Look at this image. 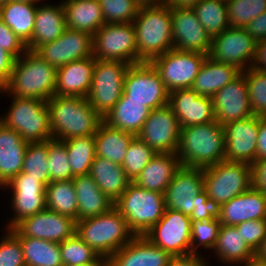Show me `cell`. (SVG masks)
Instances as JSON below:
<instances>
[{
	"instance_id": "94428289",
	"label": "cell",
	"mask_w": 266,
	"mask_h": 266,
	"mask_svg": "<svg viewBox=\"0 0 266 266\" xmlns=\"http://www.w3.org/2000/svg\"><path fill=\"white\" fill-rule=\"evenodd\" d=\"M266 158V116H260L257 138V160Z\"/></svg>"
},
{
	"instance_id": "603a6c76",
	"label": "cell",
	"mask_w": 266,
	"mask_h": 266,
	"mask_svg": "<svg viewBox=\"0 0 266 266\" xmlns=\"http://www.w3.org/2000/svg\"><path fill=\"white\" fill-rule=\"evenodd\" d=\"M168 105L177 116L181 128L216 121L212 98L198 95L191 88L170 92Z\"/></svg>"
},
{
	"instance_id": "003e7915",
	"label": "cell",
	"mask_w": 266,
	"mask_h": 266,
	"mask_svg": "<svg viewBox=\"0 0 266 266\" xmlns=\"http://www.w3.org/2000/svg\"><path fill=\"white\" fill-rule=\"evenodd\" d=\"M86 266H107V260L101 257L96 263Z\"/></svg>"
},
{
	"instance_id": "9f6ffc18",
	"label": "cell",
	"mask_w": 266,
	"mask_h": 266,
	"mask_svg": "<svg viewBox=\"0 0 266 266\" xmlns=\"http://www.w3.org/2000/svg\"><path fill=\"white\" fill-rule=\"evenodd\" d=\"M206 255L188 254L183 256H172L168 266H212L207 261ZM206 258V259H205Z\"/></svg>"
},
{
	"instance_id": "b9f144b4",
	"label": "cell",
	"mask_w": 266,
	"mask_h": 266,
	"mask_svg": "<svg viewBox=\"0 0 266 266\" xmlns=\"http://www.w3.org/2000/svg\"><path fill=\"white\" fill-rule=\"evenodd\" d=\"M63 266H86L96 263L101 257L75 233L60 243Z\"/></svg>"
},
{
	"instance_id": "ab89813d",
	"label": "cell",
	"mask_w": 266,
	"mask_h": 266,
	"mask_svg": "<svg viewBox=\"0 0 266 266\" xmlns=\"http://www.w3.org/2000/svg\"><path fill=\"white\" fill-rule=\"evenodd\" d=\"M192 9L211 38L230 27L226 0H201Z\"/></svg>"
},
{
	"instance_id": "8fae6325",
	"label": "cell",
	"mask_w": 266,
	"mask_h": 266,
	"mask_svg": "<svg viewBox=\"0 0 266 266\" xmlns=\"http://www.w3.org/2000/svg\"><path fill=\"white\" fill-rule=\"evenodd\" d=\"M126 101H137L151 110L168 104L169 92L150 62L130 65L124 78Z\"/></svg>"
},
{
	"instance_id": "ac0fdd59",
	"label": "cell",
	"mask_w": 266,
	"mask_h": 266,
	"mask_svg": "<svg viewBox=\"0 0 266 266\" xmlns=\"http://www.w3.org/2000/svg\"><path fill=\"white\" fill-rule=\"evenodd\" d=\"M260 116L225 124V160L252 165L257 160V138Z\"/></svg>"
},
{
	"instance_id": "11a10c76",
	"label": "cell",
	"mask_w": 266,
	"mask_h": 266,
	"mask_svg": "<svg viewBox=\"0 0 266 266\" xmlns=\"http://www.w3.org/2000/svg\"><path fill=\"white\" fill-rule=\"evenodd\" d=\"M15 60L16 58L11 53L0 48V90H2L9 81Z\"/></svg>"
},
{
	"instance_id": "8d00e7d4",
	"label": "cell",
	"mask_w": 266,
	"mask_h": 266,
	"mask_svg": "<svg viewBox=\"0 0 266 266\" xmlns=\"http://www.w3.org/2000/svg\"><path fill=\"white\" fill-rule=\"evenodd\" d=\"M38 4L10 1L0 5V19L26 45L32 37Z\"/></svg>"
},
{
	"instance_id": "d6986e66",
	"label": "cell",
	"mask_w": 266,
	"mask_h": 266,
	"mask_svg": "<svg viewBox=\"0 0 266 266\" xmlns=\"http://www.w3.org/2000/svg\"><path fill=\"white\" fill-rule=\"evenodd\" d=\"M173 48L209 55L211 36L198 20L193 9L170 7Z\"/></svg>"
},
{
	"instance_id": "ffe728a7",
	"label": "cell",
	"mask_w": 266,
	"mask_h": 266,
	"mask_svg": "<svg viewBox=\"0 0 266 266\" xmlns=\"http://www.w3.org/2000/svg\"><path fill=\"white\" fill-rule=\"evenodd\" d=\"M77 221L45 209L18 222L13 228L23 237L61 243L76 233Z\"/></svg>"
},
{
	"instance_id": "bcb514c9",
	"label": "cell",
	"mask_w": 266,
	"mask_h": 266,
	"mask_svg": "<svg viewBox=\"0 0 266 266\" xmlns=\"http://www.w3.org/2000/svg\"><path fill=\"white\" fill-rule=\"evenodd\" d=\"M220 226L219 219L191 221V254L203 255L204 253L200 252L201 249L212 252Z\"/></svg>"
},
{
	"instance_id": "6125c7cd",
	"label": "cell",
	"mask_w": 266,
	"mask_h": 266,
	"mask_svg": "<svg viewBox=\"0 0 266 266\" xmlns=\"http://www.w3.org/2000/svg\"><path fill=\"white\" fill-rule=\"evenodd\" d=\"M201 0H167L166 4L170 7L188 8L192 9Z\"/></svg>"
},
{
	"instance_id": "db71d44e",
	"label": "cell",
	"mask_w": 266,
	"mask_h": 266,
	"mask_svg": "<svg viewBox=\"0 0 266 266\" xmlns=\"http://www.w3.org/2000/svg\"><path fill=\"white\" fill-rule=\"evenodd\" d=\"M0 48L11 53L16 59L26 51V45L19 37L0 19Z\"/></svg>"
},
{
	"instance_id": "1f68e13d",
	"label": "cell",
	"mask_w": 266,
	"mask_h": 266,
	"mask_svg": "<svg viewBox=\"0 0 266 266\" xmlns=\"http://www.w3.org/2000/svg\"><path fill=\"white\" fill-rule=\"evenodd\" d=\"M66 27L84 31L92 36L105 24L98 0H61Z\"/></svg>"
},
{
	"instance_id": "7c38bea8",
	"label": "cell",
	"mask_w": 266,
	"mask_h": 266,
	"mask_svg": "<svg viewBox=\"0 0 266 266\" xmlns=\"http://www.w3.org/2000/svg\"><path fill=\"white\" fill-rule=\"evenodd\" d=\"M207 56L172 48L150 63L158 71L165 88L170 93L178 89H190Z\"/></svg>"
},
{
	"instance_id": "7a4b0ae2",
	"label": "cell",
	"mask_w": 266,
	"mask_h": 266,
	"mask_svg": "<svg viewBox=\"0 0 266 266\" xmlns=\"http://www.w3.org/2000/svg\"><path fill=\"white\" fill-rule=\"evenodd\" d=\"M176 155L181 166L193 168H205L224 161V127L214 121L181 128Z\"/></svg>"
},
{
	"instance_id": "e7e4bbea",
	"label": "cell",
	"mask_w": 266,
	"mask_h": 266,
	"mask_svg": "<svg viewBox=\"0 0 266 266\" xmlns=\"http://www.w3.org/2000/svg\"><path fill=\"white\" fill-rule=\"evenodd\" d=\"M255 257L263 262H266V237L263 239L260 248L255 252Z\"/></svg>"
},
{
	"instance_id": "5b68a950",
	"label": "cell",
	"mask_w": 266,
	"mask_h": 266,
	"mask_svg": "<svg viewBox=\"0 0 266 266\" xmlns=\"http://www.w3.org/2000/svg\"><path fill=\"white\" fill-rule=\"evenodd\" d=\"M76 233L106 260L135 237L126 219L114 206L103 214L78 220Z\"/></svg>"
},
{
	"instance_id": "2e32d148",
	"label": "cell",
	"mask_w": 266,
	"mask_h": 266,
	"mask_svg": "<svg viewBox=\"0 0 266 266\" xmlns=\"http://www.w3.org/2000/svg\"><path fill=\"white\" fill-rule=\"evenodd\" d=\"M180 132L179 120L167 104L151 110L137 136L156 153H176Z\"/></svg>"
},
{
	"instance_id": "f6af8a7d",
	"label": "cell",
	"mask_w": 266,
	"mask_h": 266,
	"mask_svg": "<svg viewBox=\"0 0 266 266\" xmlns=\"http://www.w3.org/2000/svg\"><path fill=\"white\" fill-rule=\"evenodd\" d=\"M155 155L156 152L153 149L148 147L138 136H135L128 146L122 164L128 179L134 182Z\"/></svg>"
},
{
	"instance_id": "484cf974",
	"label": "cell",
	"mask_w": 266,
	"mask_h": 266,
	"mask_svg": "<svg viewBox=\"0 0 266 266\" xmlns=\"http://www.w3.org/2000/svg\"><path fill=\"white\" fill-rule=\"evenodd\" d=\"M47 2L45 0L38 4L32 37L26 44L27 50L35 51L39 46L53 42L67 28L62 1L55 5L50 0Z\"/></svg>"
},
{
	"instance_id": "681fc988",
	"label": "cell",
	"mask_w": 266,
	"mask_h": 266,
	"mask_svg": "<svg viewBox=\"0 0 266 266\" xmlns=\"http://www.w3.org/2000/svg\"><path fill=\"white\" fill-rule=\"evenodd\" d=\"M105 23H132L139 6L134 0H98Z\"/></svg>"
},
{
	"instance_id": "03108f58",
	"label": "cell",
	"mask_w": 266,
	"mask_h": 266,
	"mask_svg": "<svg viewBox=\"0 0 266 266\" xmlns=\"http://www.w3.org/2000/svg\"><path fill=\"white\" fill-rule=\"evenodd\" d=\"M241 266H266V262L260 261L256 257H254L249 262H247Z\"/></svg>"
},
{
	"instance_id": "60d3db41",
	"label": "cell",
	"mask_w": 266,
	"mask_h": 266,
	"mask_svg": "<svg viewBox=\"0 0 266 266\" xmlns=\"http://www.w3.org/2000/svg\"><path fill=\"white\" fill-rule=\"evenodd\" d=\"M72 174L88 175L96 157L94 135L64 140Z\"/></svg>"
},
{
	"instance_id": "7402d4cb",
	"label": "cell",
	"mask_w": 266,
	"mask_h": 266,
	"mask_svg": "<svg viewBox=\"0 0 266 266\" xmlns=\"http://www.w3.org/2000/svg\"><path fill=\"white\" fill-rule=\"evenodd\" d=\"M215 120L222 126L253 116L246 76L241 73L212 97Z\"/></svg>"
},
{
	"instance_id": "f546056e",
	"label": "cell",
	"mask_w": 266,
	"mask_h": 266,
	"mask_svg": "<svg viewBox=\"0 0 266 266\" xmlns=\"http://www.w3.org/2000/svg\"><path fill=\"white\" fill-rule=\"evenodd\" d=\"M180 167L176 153H156L134 183L144 189L164 194Z\"/></svg>"
},
{
	"instance_id": "ee69618b",
	"label": "cell",
	"mask_w": 266,
	"mask_h": 266,
	"mask_svg": "<svg viewBox=\"0 0 266 266\" xmlns=\"http://www.w3.org/2000/svg\"><path fill=\"white\" fill-rule=\"evenodd\" d=\"M48 147V166L50 183L53 181L71 180L75 176L69 163L64 140L51 138L45 141Z\"/></svg>"
},
{
	"instance_id": "277c9868",
	"label": "cell",
	"mask_w": 266,
	"mask_h": 266,
	"mask_svg": "<svg viewBox=\"0 0 266 266\" xmlns=\"http://www.w3.org/2000/svg\"><path fill=\"white\" fill-rule=\"evenodd\" d=\"M138 63L151 62L173 48L170 6L139 7L133 20Z\"/></svg>"
},
{
	"instance_id": "7dc6e473",
	"label": "cell",
	"mask_w": 266,
	"mask_h": 266,
	"mask_svg": "<svg viewBox=\"0 0 266 266\" xmlns=\"http://www.w3.org/2000/svg\"><path fill=\"white\" fill-rule=\"evenodd\" d=\"M230 27L245 28L266 11V0H226Z\"/></svg>"
},
{
	"instance_id": "836d02e7",
	"label": "cell",
	"mask_w": 266,
	"mask_h": 266,
	"mask_svg": "<svg viewBox=\"0 0 266 266\" xmlns=\"http://www.w3.org/2000/svg\"><path fill=\"white\" fill-rule=\"evenodd\" d=\"M89 175L113 203L124 193L131 182L122 165L100 156L94 158Z\"/></svg>"
},
{
	"instance_id": "6f0895ef",
	"label": "cell",
	"mask_w": 266,
	"mask_h": 266,
	"mask_svg": "<svg viewBox=\"0 0 266 266\" xmlns=\"http://www.w3.org/2000/svg\"><path fill=\"white\" fill-rule=\"evenodd\" d=\"M252 186L266 194V158L252 164Z\"/></svg>"
},
{
	"instance_id": "680465c9",
	"label": "cell",
	"mask_w": 266,
	"mask_h": 266,
	"mask_svg": "<svg viewBox=\"0 0 266 266\" xmlns=\"http://www.w3.org/2000/svg\"><path fill=\"white\" fill-rule=\"evenodd\" d=\"M245 29L256 41L266 39V11L250 21Z\"/></svg>"
},
{
	"instance_id": "74e56055",
	"label": "cell",
	"mask_w": 266,
	"mask_h": 266,
	"mask_svg": "<svg viewBox=\"0 0 266 266\" xmlns=\"http://www.w3.org/2000/svg\"><path fill=\"white\" fill-rule=\"evenodd\" d=\"M9 230L20 240L26 266H63L59 243L23 237L14 228Z\"/></svg>"
},
{
	"instance_id": "c3c4849f",
	"label": "cell",
	"mask_w": 266,
	"mask_h": 266,
	"mask_svg": "<svg viewBox=\"0 0 266 266\" xmlns=\"http://www.w3.org/2000/svg\"><path fill=\"white\" fill-rule=\"evenodd\" d=\"M242 73L246 76L253 115L266 116V72L249 68Z\"/></svg>"
},
{
	"instance_id": "8992f818",
	"label": "cell",
	"mask_w": 266,
	"mask_h": 266,
	"mask_svg": "<svg viewBox=\"0 0 266 266\" xmlns=\"http://www.w3.org/2000/svg\"><path fill=\"white\" fill-rule=\"evenodd\" d=\"M11 103L1 113L0 121L16 131L26 143H41L53 138L47 101L4 96ZM10 98V99H9Z\"/></svg>"
},
{
	"instance_id": "83f0119b",
	"label": "cell",
	"mask_w": 266,
	"mask_h": 266,
	"mask_svg": "<svg viewBox=\"0 0 266 266\" xmlns=\"http://www.w3.org/2000/svg\"><path fill=\"white\" fill-rule=\"evenodd\" d=\"M212 256L221 266H241L255 257L236 226L221 224ZM239 264V265H237Z\"/></svg>"
},
{
	"instance_id": "be15d7a7",
	"label": "cell",
	"mask_w": 266,
	"mask_h": 266,
	"mask_svg": "<svg viewBox=\"0 0 266 266\" xmlns=\"http://www.w3.org/2000/svg\"><path fill=\"white\" fill-rule=\"evenodd\" d=\"M139 7L158 6L166 4L167 0H134Z\"/></svg>"
},
{
	"instance_id": "30bf717a",
	"label": "cell",
	"mask_w": 266,
	"mask_h": 266,
	"mask_svg": "<svg viewBox=\"0 0 266 266\" xmlns=\"http://www.w3.org/2000/svg\"><path fill=\"white\" fill-rule=\"evenodd\" d=\"M93 56L96 59L138 64L133 23H105L93 35Z\"/></svg>"
},
{
	"instance_id": "816d5d0a",
	"label": "cell",
	"mask_w": 266,
	"mask_h": 266,
	"mask_svg": "<svg viewBox=\"0 0 266 266\" xmlns=\"http://www.w3.org/2000/svg\"><path fill=\"white\" fill-rule=\"evenodd\" d=\"M235 226L247 245L256 252L266 237V219L248 220Z\"/></svg>"
},
{
	"instance_id": "89a4df30",
	"label": "cell",
	"mask_w": 266,
	"mask_h": 266,
	"mask_svg": "<svg viewBox=\"0 0 266 266\" xmlns=\"http://www.w3.org/2000/svg\"><path fill=\"white\" fill-rule=\"evenodd\" d=\"M10 1H13V0H0V5L7 3V2H10Z\"/></svg>"
},
{
	"instance_id": "d4e9b609",
	"label": "cell",
	"mask_w": 266,
	"mask_h": 266,
	"mask_svg": "<svg viewBox=\"0 0 266 266\" xmlns=\"http://www.w3.org/2000/svg\"><path fill=\"white\" fill-rule=\"evenodd\" d=\"M260 219H266V194L253 186L221 205L219 221L223 225Z\"/></svg>"
},
{
	"instance_id": "7bdbcfd3",
	"label": "cell",
	"mask_w": 266,
	"mask_h": 266,
	"mask_svg": "<svg viewBox=\"0 0 266 266\" xmlns=\"http://www.w3.org/2000/svg\"><path fill=\"white\" fill-rule=\"evenodd\" d=\"M47 155L48 147L45 142L28 143L22 166V172L45 186L50 184Z\"/></svg>"
},
{
	"instance_id": "3957f363",
	"label": "cell",
	"mask_w": 266,
	"mask_h": 266,
	"mask_svg": "<svg viewBox=\"0 0 266 266\" xmlns=\"http://www.w3.org/2000/svg\"><path fill=\"white\" fill-rule=\"evenodd\" d=\"M53 138L67 140L96 133L103 118L85 97L54 95L47 101Z\"/></svg>"
},
{
	"instance_id": "4fadbf2b",
	"label": "cell",
	"mask_w": 266,
	"mask_h": 266,
	"mask_svg": "<svg viewBox=\"0 0 266 266\" xmlns=\"http://www.w3.org/2000/svg\"><path fill=\"white\" fill-rule=\"evenodd\" d=\"M0 190L10 194L9 210L13 212L3 229H11L21 220L46 209V186L24 172L17 174Z\"/></svg>"
},
{
	"instance_id": "d590c367",
	"label": "cell",
	"mask_w": 266,
	"mask_h": 266,
	"mask_svg": "<svg viewBox=\"0 0 266 266\" xmlns=\"http://www.w3.org/2000/svg\"><path fill=\"white\" fill-rule=\"evenodd\" d=\"M134 137V134L114 128L102 120L94 134L96 156L122 165Z\"/></svg>"
},
{
	"instance_id": "4316f807",
	"label": "cell",
	"mask_w": 266,
	"mask_h": 266,
	"mask_svg": "<svg viewBox=\"0 0 266 266\" xmlns=\"http://www.w3.org/2000/svg\"><path fill=\"white\" fill-rule=\"evenodd\" d=\"M96 58L70 62L57 68L55 95L88 97Z\"/></svg>"
},
{
	"instance_id": "9c48e42d",
	"label": "cell",
	"mask_w": 266,
	"mask_h": 266,
	"mask_svg": "<svg viewBox=\"0 0 266 266\" xmlns=\"http://www.w3.org/2000/svg\"><path fill=\"white\" fill-rule=\"evenodd\" d=\"M129 66L122 61L96 59L87 99L102 118L123 95L124 78Z\"/></svg>"
},
{
	"instance_id": "a7ac6f4b",
	"label": "cell",
	"mask_w": 266,
	"mask_h": 266,
	"mask_svg": "<svg viewBox=\"0 0 266 266\" xmlns=\"http://www.w3.org/2000/svg\"><path fill=\"white\" fill-rule=\"evenodd\" d=\"M16 2H26V3H31V4H39L41 2H44L45 0H13Z\"/></svg>"
},
{
	"instance_id": "5bb4252c",
	"label": "cell",
	"mask_w": 266,
	"mask_h": 266,
	"mask_svg": "<svg viewBox=\"0 0 266 266\" xmlns=\"http://www.w3.org/2000/svg\"><path fill=\"white\" fill-rule=\"evenodd\" d=\"M171 256L191 254V220L182 212L166 208L162 218L144 235Z\"/></svg>"
},
{
	"instance_id": "cb8c5ba5",
	"label": "cell",
	"mask_w": 266,
	"mask_h": 266,
	"mask_svg": "<svg viewBox=\"0 0 266 266\" xmlns=\"http://www.w3.org/2000/svg\"><path fill=\"white\" fill-rule=\"evenodd\" d=\"M171 258L146 237L135 236L107 260V266H168Z\"/></svg>"
},
{
	"instance_id": "44dd1931",
	"label": "cell",
	"mask_w": 266,
	"mask_h": 266,
	"mask_svg": "<svg viewBox=\"0 0 266 266\" xmlns=\"http://www.w3.org/2000/svg\"><path fill=\"white\" fill-rule=\"evenodd\" d=\"M203 189V168L181 166L165 190V206L190 217L195 208L196 196Z\"/></svg>"
},
{
	"instance_id": "f1b7e54d",
	"label": "cell",
	"mask_w": 266,
	"mask_h": 266,
	"mask_svg": "<svg viewBox=\"0 0 266 266\" xmlns=\"http://www.w3.org/2000/svg\"><path fill=\"white\" fill-rule=\"evenodd\" d=\"M28 143L0 121V189L22 172Z\"/></svg>"
},
{
	"instance_id": "91938a15",
	"label": "cell",
	"mask_w": 266,
	"mask_h": 266,
	"mask_svg": "<svg viewBox=\"0 0 266 266\" xmlns=\"http://www.w3.org/2000/svg\"><path fill=\"white\" fill-rule=\"evenodd\" d=\"M250 68L266 72V39L256 42L255 57Z\"/></svg>"
},
{
	"instance_id": "e0dca14e",
	"label": "cell",
	"mask_w": 266,
	"mask_h": 266,
	"mask_svg": "<svg viewBox=\"0 0 266 266\" xmlns=\"http://www.w3.org/2000/svg\"><path fill=\"white\" fill-rule=\"evenodd\" d=\"M34 52L58 68L93 56V36L84 31L66 28L59 38L39 46Z\"/></svg>"
},
{
	"instance_id": "e575fe53",
	"label": "cell",
	"mask_w": 266,
	"mask_h": 266,
	"mask_svg": "<svg viewBox=\"0 0 266 266\" xmlns=\"http://www.w3.org/2000/svg\"><path fill=\"white\" fill-rule=\"evenodd\" d=\"M150 112L151 109L143 106L141 102L126 101V94L123 92L119 101L103 118V121L114 128L137 136L142 130L143 124Z\"/></svg>"
},
{
	"instance_id": "f5cc1de1",
	"label": "cell",
	"mask_w": 266,
	"mask_h": 266,
	"mask_svg": "<svg viewBox=\"0 0 266 266\" xmlns=\"http://www.w3.org/2000/svg\"><path fill=\"white\" fill-rule=\"evenodd\" d=\"M194 211L190 215V220L204 221L209 219H219L221 206L213 199L208 198V194L203 189L196 196Z\"/></svg>"
},
{
	"instance_id": "4dcf8cb0",
	"label": "cell",
	"mask_w": 266,
	"mask_h": 266,
	"mask_svg": "<svg viewBox=\"0 0 266 266\" xmlns=\"http://www.w3.org/2000/svg\"><path fill=\"white\" fill-rule=\"evenodd\" d=\"M242 71L236 66L218 63L206 57L191 87L198 95L212 98L226 84L237 78Z\"/></svg>"
},
{
	"instance_id": "52a82bcc",
	"label": "cell",
	"mask_w": 266,
	"mask_h": 266,
	"mask_svg": "<svg viewBox=\"0 0 266 266\" xmlns=\"http://www.w3.org/2000/svg\"><path fill=\"white\" fill-rule=\"evenodd\" d=\"M114 207L126 219L135 236H144L164 215V194L150 191L130 182Z\"/></svg>"
},
{
	"instance_id": "f35d334b",
	"label": "cell",
	"mask_w": 266,
	"mask_h": 266,
	"mask_svg": "<svg viewBox=\"0 0 266 266\" xmlns=\"http://www.w3.org/2000/svg\"><path fill=\"white\" fill-rule=\"evenodd\" d=\"M46 209L78 221V204L71 180L53 181L46 186Z\"/></svg>"
},
{
	"instance_id": "ba28073f",
	"label": "cell",
	"mask_w": 266,
	"mask_h": 266,
	"mask_svg": "<svg viewBox=\"0 0 266 266\" xmlns=\"http://www.w3.org/2000/svg\"><path fill=\"white\" fill-rule=\"evenodd\" d=\"M203 178L208 198L221 206L252 186V165L220 161L203 168Z\"/></svg>"
},
{
	"instance_id": "9a60e30c",
	"label": "cell",
	"mask_w": 266,
	"mask_h": 266,
	"mask_svg": "<svg viewBox=\"0 0 266 266\" xmlns=\"http://www.w3.org/2000/svg\"><path fill=\"white\" fill-rule=\"evenodd\" d=\"M256 42L245 28L229 27L212 37L208 57L218 63L236 66L243 72L253 63Z\"/></svg>"
},
{
	"instance_id": "6da1fadb",
	"label": "cell",
	"mask_w": 266,
	"mask_h": 266,
	"mask_svg": "<svg viewBox=\"0 0 266 266\" xmlns=\"http://www.w3.org/2000/svg\"><path fill=\"white\" fill-rule=\"evenodd\" d=\"M56 79L57 68L27 50L15 60L9 81L0 94L48 101L55 95Z\"/></svg>"
},
{
	"instance_id": "d6a6232c",
	"label": "cell",
	"mask_w": 266,
	"mask_h": 266,
	"mask_svg": "<svg viewBox=\"0 0 266 266\" xmlns=\"http://www.w3.org/2000/svg\"><path fill=\"white\" fill-rule=\"evenodd\" d=\"M72 181L77 195L78 220L103 214L114 206L89 174L77 175Z\"/></svg>"
},
{
	"instance_id": "f907efd6",
	"label": "cell",
	"mask_w": 266,
	"mask_h": 266,
	"mask_svg": "<svg viewBox=\"0 0 266 266\" xmlns=\"http://www.w3.org/2000/svg\"><path fill=\"white\" fill-rule=\"evenodd\" d=\"M4 232L0 239V266H26L20 240L9 229Z\"/></svg>"
}]
</instances>
